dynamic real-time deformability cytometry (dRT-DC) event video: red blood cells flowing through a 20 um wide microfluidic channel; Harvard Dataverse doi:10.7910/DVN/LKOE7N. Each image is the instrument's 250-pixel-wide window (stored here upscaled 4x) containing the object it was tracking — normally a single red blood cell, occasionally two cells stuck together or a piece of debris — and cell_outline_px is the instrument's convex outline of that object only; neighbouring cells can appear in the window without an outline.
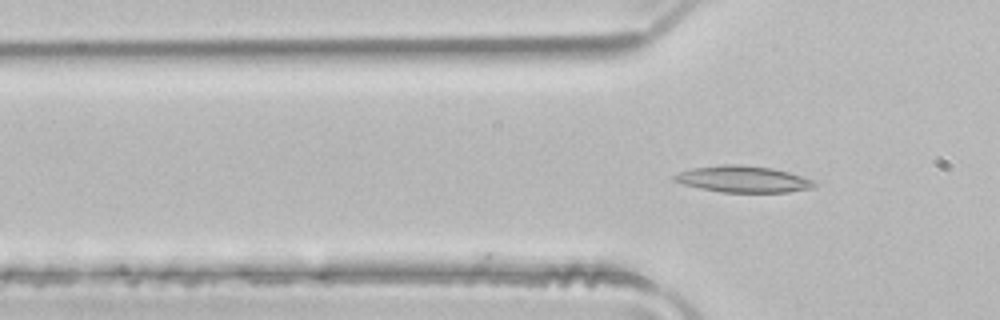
{"species": "common noctule bat (a hibernating species)", "species_latin": "Nyctalus noctula", "temperature_condition": "room temperature", "stored_images_in_passage": 4, "camera_frame_rate_fps": 3000, "um_per_image_px": 0.085, "animal": {"sex": "male", "body_mass_g": 21.5, "forearm_length_mm": 52.0}, "frame": {"image": 1, "passage_image": 4, "time_ms": 1.0, "image_size_px": [1000, 320], "cell_outline_px": [[816, 184], [812, 188], [788, 192], [720, 192], [700, 188], [684, 184], [672, 180], [672, 176], [680, 172], [692, 168], [724, 164], [740, 164], [772, 168], [788, 172], [816, 180]], "centroid_in_image_um": [63.17, 15.22], "position_along_channel_um": 62.6, "area_um2": 21.62}}